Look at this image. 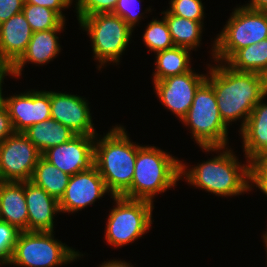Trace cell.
I'll return each instance as SVG.
<instances>
[{
	"instance_id": "e0dca14e",
	"label": "cell",
	"mask_w": 267,
	"mask_h": 267,
	"mask_svg": "<svg viewBox=\"0 0 267 267\" xmlns=\"http://www.w3.org/2000/svg\"><path fill=\"white\" fill-rule=\"evenodd\" d=\"M33 31L21 12L0 24V63L13 65L26 51Z\"/></svg>"
},
{
	"instance_id": "9c48e42d",
	"label": "cell",
	"mask_w": 267,
	"mask_h": 267,
	"mask_svg": "<svg viewBox=\"0 0 267 267\" xmlns=\"http://www.w3.org/2000/svg\"><path fill=\"white\" fill-rule=\"evenodd\" d=\"M115 202L105 227V240L110 246L121 248L149 232L153 223L154 204L146 200L110 197Z\"/></svg>"
},
{
	"instance_id": "484cf974",
	"label": "cell",
	"mask_w": 267,
	"mask_h": 267,
	"mask_svg": "<svg viewBox=\"0 0 267 267\" xmlns=\"http://www.w3.org/2000/svg\"><path fill=\"white\" fill-rule=\"evenodd\" d=\"M22 13L25 15L33 32H40L49 29H65L66 21L54 10L25 3Z\"/></svg>"
},
{
	"instance_id": "4316f807",
	"label": "cell",
	"mask_w": 267,
	"mask_h": 267,
	"mask_svg": "<svg viewBox=\"0 0 267 267\" xmlns=\"http://www.w3.org/2000/svg\"><path fill=\"white\" fill-rule=\"evenodd\" d=\"M161 18L162 20H157L158 18L155 19L153 17V20L148 23L142 36L149 52L157 53L175 46L165 19Z\"/></svg>"
},
{
	"instance_id": "8d00e7d4",
	"label": "cell",
	"mask_w": 267,
	"mask_h": 267,
	"mask_svg": "<svg viewBox=\"0 0 267 267\" xmlns=\"http://www.w3.org/2000/svg\"><path fill=\"white\" fill-rule=\"evenodd\" d=\"M248 2L244 4L246 8L256 11H267V0H250Z\"/></svg>"
},
{
	"instance_id": "4fadbf2b",
	"label": "cell",
	"mask_w": 267,
	"mask_h": 267,
	"mask_svg": "<svg viewBox=\"0 0 267 267\" xmlns=\"http://www.w3.org/2000/svg\"><path fill=\"white\" fill-rule=\"evenodd\" d=\"M96 136L75 135L68 142L53 146L41 156L62 172L74 175L94 167Z\"/></svg>"
},
{
	"instance_id": "ba28073f",
	"label": "cell",
	"mask_w": 267,
	"mask_h": 267,
	"mask_svg": "<svg viewBox=\"0 0 267 267\" xmlns=\"http://www.w3.org/2000/svg\"><path fill=\"white\" fill-rule=\"evenodd\" d=\"M53 231L20 232L9 265L18 267H58L84 254L54 238Z\"/></svg>"
},
{
	"instance_id": "52a82bcc",
	"label": "cell",
	"mask_w": 267,
	"mask_h": 267,
	"mask_svg": "<svg viewBox=\"0 0 267 267\" xmlns=\"http://www.w3.org/2000/svg\"><path fill=\"white\" fill-rule=\"evenodd\" d=\"M181 122L189 127L192 139L200 148L228 146V127L220 116L214 89L207 80L196 90Z\"/></svg>"
},
{
	"instance_id": "836d02e7",
	"label": "cell",
	"mask_w": 267,
	"mask_h": 267,
	"mask_svg": "<svg viewBox=\"0 0 267 267\" xmlns=\"http://www.w3.org/2000/svg\"><path fill=\"white\" fill-rule=\"evenodd\" d=\"M25 3H31L34 5L44 6L56 11L65 21L66 17L63 14L66 8L71 7L72 3L74 4V0H24Z\"/></svg>"
},
{
	"instance_id": "8992f818",
	"label": "cell",
	"mask_w": 267,
	"mask_h": 267,
	"mask_svg": "<svg viewBox=\"0 0 267 267\" xmlns=\"http://www.w3.org/2000/svg\"><path fill=\"white\" fill-rule=\"evenodd\" d=\"M82 30L89 35L97 69L113 62L119 65L132 37V30L119 16L112 13H98L78 21Z\"/></svg>"
},
{
	"instance_id": "e575fe53",
	"label": "cell",
	"mask_w": 267,
	"mask_h": 267,
	"mask_svg": "<svg viewBox=\"0 0 267 267\" xmlns=\"http://www.w3.org/2000/svg\"><path fill=\"white\" fill-rule=\"evenodd\" d=\"M14 133L15 131L7 107H0V144Z\"/></svg>"
},
{
	"instance_id": "5b68a950",
	"label": "cell",
	"mask_w": 267,
	"mask_h": 267,
	"mask_svg": "<svg viewBox=\"0 0 267 267\" xmlns=\"http://www.w3.org/2000/svg\"><path fill=\"white\" fill-rule=\"evenodd\" d=\"M236 7L211 45L214 62L225 63L237 50L267 39V11Z\"/></svg>"
},
{
	"instance_id": "d590c367",
	"label": "cell",
	"mask_w": 267,
	"mask_h": 267,
	"mask_svg": "<svg viewBox=\"0 0 267 267\" xmlns=\"http://www.w3.org/2000/svg\"><path fill=\"white\" fill-rule=\"evenodd\" d=\"M6 76H13L12 78L15 77L12 65L0 63V107H4L6 102V97H4L2 92V87Z\"/></svg>"
},
{
	"instance_id": "7c38bea8",
	"label": "cell",
	"mask_w": 267,
	"mask_h": 267,
	"mask_svg": "<svg viewBox=\"0 0 267 267\" xmlns=\"http://www.w3.org/2000/svg\"><path fill=\"white\" fill-rule=\"evenodd\" d=\"M89 102L77 94L50 91L51 118L68 127L75 135L96 136Z\"/></svg>"
},
{
	"instance_id": "7a4b0ae2",
	"label": "cell",
	"mask_w": 267,
	"mask_h": 267,
	"mask_svg": "<svg viewBox=\"0 0 267 267\" xmlns=\"http://www.w3.org/2000/svg\"><path fill=\"white\" fill-rule=\"evenodd\" d=\"M201 149L203 152L216 151L218 154L191 168L181 161L180 180L183 178L190 186L224 198L251 191L249 160L242 164L233 150L227 146Z\"/></svg>"
},
{
	"instance_id": "8fae6325",
	"label": "cell",
	"mask_w": 267,
	"mask_h": 267,
	"mask_svg": "<svg viewBox=\"0 0 267 267\" xmlns=\"http://www.w3.org/2000/svg\"><path fill=\"white\" fill-rule=\"evenodd\" d=\"M207 74L195 70L153 82V90L165 109L182 118L192 105L196 90L206 80Z\"/></svg>"
},
{
	"instance_id": "2e32d148",
	"label": "cell",
	"mask_w": 267,
	"mask_h": 267,
	"mask_svg": "<svg viewBox=\"0 0 267 267\" xmlns=\"http://www.w3.org/2000/svg\"><path fill=\"white\" fill-rule=\"evenodd\" d=\"M28 211V231H54L55 215L61 213L59 201L33 182L24 181Z\"/></svg>"
},
{
	"instance_id": "7402d4cb",
	"label": "cell",
	"mask_w": 267,
	"mask_h": 267,
	"mask_svg": "<svg viewBox=\"0 0 267 267\" xmlns=\"http://www.w3.org/2000/svg\"><path fill=\"white\" fill-rule=\"evenodd\" d=\"M190 51L184 47L174 46L155 53L154 66H156L152 74V82L191 71Z\"/></svg>"
},
{
	"instance_id": "cb8c5ba5",
	"label": "cell",
	"mask_w": 267,
	"mask_h": 267,
	"mask_svg": "<svg viewBox=\"0 0 267 267\" xmlns=\"http://www.w3.org/2000/svg\"><path fill=\"white\" fill-rule=\"evenodd\" d=\"M225 64L239 72H255L267 77V39L237 50Z\"/></svg>"
},
{
	"instance_id": "603a6c76",
	"label": "cell",
	"mask_w": 267,
	"mask_h": 267,
	"mask_svg": "<svg viewBox=\"0 0 267 267\" xmlns=\"http://www.w3.org/2000/svg\"><path fill=\"white\" fill-rule=\"evenodd\" d=\"M168 29L171 34L173 44L178 47H184L190 50L198 49L201 43L203 24L198 21L178 17L169 13L167 10L162 11Z\"/></svg>"
},
{
	"instance_id": "ffe728a7",
	"label": "cell",
	"mask_w": 267,
	"mask_h": 267,
	"mask_svg": "<svg viewBox=\"0 0 267 267\" xmlns=\"http://www.w3.org/2000/svg\"><path fill=\"white\" fill-rule=\"evenodd\" d=\"M0 220L21 232L28 231L24 181H0Z\"/></svg>"
},
{
	"instance_id": "d6986e66",
	"label": "cell",
	"mask_w": 267,
	"mask_h": 267,
	"mask_svg": "<svg viewBox=\"0 0 267 267\" xmlns=\"http://www.w3.org/2000/svg\"><path fill=\"white\" fill-rule=\"evenodd\" d=\"M64 29H49L40 32H33L26 51L12 65L15 78L22 75L25 65L28 63L45 65L53 61L61 52L59 37L57 34Z\"/></svg>"
},
{
	"instance_id": "f546056e",
	"label": "cell",
	"mask_w": 267,
	"mask_h": 267,
	"mask_svg": "<svg viewBox=\"0 0 267 267\" xmlns=\"http://www.w3.org/2000/svg\"><path fill=\"white\" fill-rule=\"evenodd\" d=\"M21 231L11 224L0 220V265H8L15 243Z\"/></svg>"
},
{
	"instance_id": "5bb4252c",
	"label": "cell",
	"mask_w": 267,
	"mask_h": 267,
	"mask_svg": "<svg viewBox=\"0 0 267 267\" xmlns=\"http://www.w3.org/2000/svg\"><path fill=\"white\" fill-rule=\"evenodd\" d=\"M7 107L15 133H23L33 124L51 118L50 91L26 90L6 97Z\"/></svg>"
},
{
	"instance_id": "30bf717a",
	"label": "cell",
	"mask_w": 267,
	"mask_h": 267,
	"mask_svg": "<svg viewBox=\"0 0 267 267\" xmlns=\"http://www.w3.org/2000/svg\"><path fill=\"white\" fill-rule=\"evenodd\" d=\"M41 157L37 147L23 134L14 133L0 144V181H29Z\"/></svg>"
},
{
	"instance_id": "d4e9b609",
	"label": "cell",
	"mask_w": 267,
	"mask_h": 267,
	"mask_svg": "<svg viewBox=\"0 0 267 267\" xmlns=\"http://www.w3.org/2000/svg\"><path fill=\"white\" fill-rule=\"evenodd\" d=\"M69 179V174L62 172L41 156L30 181L43 188L51 197L60 201L65 193Z\"/></svg>"
},
{
	"instance_id": "277c9868",
	"label": "cell",
	"mask_w": 267,
	"mask_h": 267,
	"mask_svg": "<svg viewBox=\"0 0 267 267\" xmlns=\"http://www.w3.org/2000/svg\"><path fill=\"white\" fill-rule=\"evenodd\" d=\"M180 169L181 160L177 157L159 147L144 145L137 151L131 187L122 197L153 203L157 194L177 185Z\"/></svg>"
},
{
	"instance_id": "74e56055",
	"label": "cell",
	"mask_w": 267,
	"mask_h": 267,
	"mask_svg": "<svg viewBox=\"0 0 267 267\" xmlns=\"http://www.w3.org/2000/svg\"><path fill=\"white\" fill-rule=\"evenodd\" d=\"M132 263H127L126 261H121L117 260V259H110L108 261H104V263H102L101 265H99L98 267H134L133 265H131Z\"/></svg>"
},
{
	"instance_id": "f35d334b",
	"label": "cell",
	"mask_w": 267,
	"mask_h": 267,
	"mask_svg": "<svg viewBox=\"0 0 267 267\" xmlns=\"http://www.w3.org/2000/svg\"><path fill=\"white\" fill-rule=\"evenodd\" d=\"M267 230V229H266ZM262 239H263V243H264V246H265V251H266V253L265 254H267V231H265V234L263 233V236H262ZM267 262V261H266ZM267 264V263H266Z\"/></svg>"
},
{
	"instance_id": "ac0fdd59",
	"label": "cell",
	"mask_w": 267,
	"mask_h": 267,
	"mask_svg": "<svg viewBox=\"0 0 267 267\" xmlns=\"http://www.w3.org/2000/svg\"><path fill=\"white\" fill-rule=\"evenodd\" d=\"M266 96L255 105L244 127L238 131L243 140L245 159L249 162L267 157V103L263 101Z\"/></svg>"
},
{
	"instance_id": "f1b7e54d",
	"label": "cell",
	"mask_w": 267,
	"mask_h": 267,
	"mask_svg": "<svg viewBox=\"0 0 267 267\" xmlns=\"http://www.w3.org/2000/svg\"><path fill=\"white\" fill-rule=\"evenodd\" d=\"M141 1L142 0H118L112 14L121 17L126 22V24L132 30H134L136 24L138 26L140 20L145 18L142 17L143 14L149 11L152 12L151 10H153L151 9V7H149L146 9V12L144 10V12L140 14L141 9L139 6L141 5L139 4L141 3Z\"/></svg>"
},
{
	"instance_id": "1f68e13d",
	"label": "cell",
	"mask_w": 267,
	"mask_h": 267,
	"mask_svg": "<svg viewBox=\"0 0 267 267\" xmlns=\"http://www.w3.org/2000/svg\"><path fill=\"white\" fill-rule=\"evenodd\" d=\"M252 187L258 188L267 196V157H260L250 162V190Z\"/></svg>"
},
{
	"instance_id": "4dcf8cb0",
	"label": "cell",
	"mask_w": 267,
	"mask_h": 267,
	"mask_svg": "<svg viewBox=\"0 0 267 267\" xmlns=\"http://www.w3.org/2000/svg\"><path fill=\"white\" fill-rule=\"evenodd\" d=\"M118 0H75L77 20L98 13H112Z\"/></svg>"
},
{
	"instance_id": "3957f363",
	"label": "cell",
	"mask_w": 267,
	"mask_h": 267,
	"mask_svg": "<svg viewBox=\"0 0 267 267\" xmlns=\"http://www.w3.org/2000/svg\"><path fill=\"white\" fill-rule=\"evenodd\" d=\"M103 134L95 138L94 166L111 197L122 196L131 187L137 151L143 145L132 142L123 125L112 126Z\"/></svg>"
},
{
	"instance_id": "d6a6232c",
	"label": "cell",
	"mask_w": 267,
	"mask_h": 267,
	"mask_svg": "<svg viewBox=\"0 0 267 267\" xmlns=\"http://www.w3.org/2000/svg\"><path fill=\"white\" fill-rule=\"evenodd\" d=\"M24 0H0V24L22 12Z\"/></svg>"
},
{
	"instance_id": "9a60e30c",
	"label": "cell",
	"mask_w": 267,
	"mask_h": 267,
	"mask_svg": "<svg viewBox=\"0 0 267 267\" xmlns=\"http://www.w3.org/2000/svg\"><path fill=\"white\" fill-rule=\"evenodd\" d=\"M108 191L103 178L94 166L71 175L63 197L59 201L61 213H78L101 199Z\"/></svg>"
},
{
	"instance_id": "6da1fadb",
	"label": "cell",
	"mask_w": 267,
	"mask_h": 267,
	"mask_svg": "<svg viewBox=\"0 0 267 267\" xmlns=\"http://www.w3.org/2000/svg\"><path fill=\"white\" fill-rule=\"evenodd\" d=\"M215 64H207L206 80L214 89L220 116L227 126L242 119L241 130L255 105L267 94V77L235 71L223 62Z\"/></svg>"
},
{
	"instance_id": "44dd1931",
	"label": "cell",
	"mask_w": 267,
	"mask_h": 267,
	"mask_svg": "<svg viewBox=\"0 0 267 267\" xmlns=\"http://www.w3.org/2000/svg\"><path fill=\"white\" fill-rule=\"evenodd\" d=\"M23 134L42 154L47 149L68 142L75 134L63 124L50 118L30 126Z\"/></svg>"
},
{
	"instance_id": "83f0119b",
	"label": "cell",
	"mask_w": 267,
	"mask_h": 267,
	"mask_svg": "<svg viewBox=\"0 0 267 267\" xmlns=\"http://www.w3.org/2000/svg\"><path fill=\"white\" fill-rule=\"evenodd\" d=\"M168 4L169 9L166 10L169 13L204 24L205 7L201 0H170Z\"/></svg>"
}]
</instances>
